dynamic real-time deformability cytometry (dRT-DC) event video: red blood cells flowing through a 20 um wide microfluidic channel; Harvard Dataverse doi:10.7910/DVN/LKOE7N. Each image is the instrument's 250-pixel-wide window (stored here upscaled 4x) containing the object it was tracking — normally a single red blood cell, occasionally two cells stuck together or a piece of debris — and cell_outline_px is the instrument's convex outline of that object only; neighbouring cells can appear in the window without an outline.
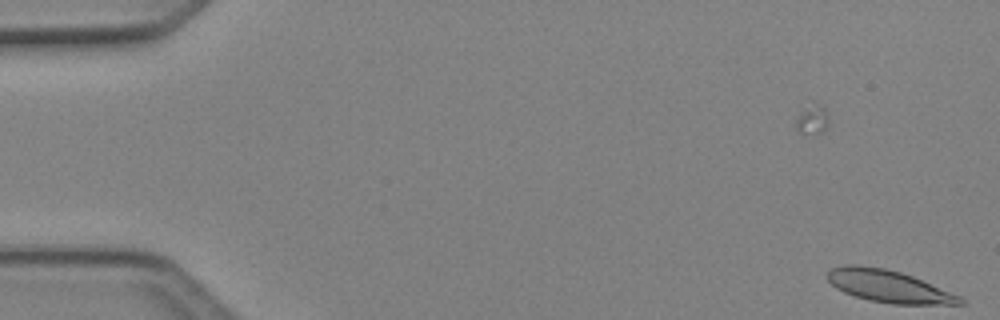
{"species": "Egyptian fruit bat (a non-hibernating species)", "species_latin": "Rousettus aegyptiacus", "temperature_condition": "cold", "stored_images_in_passage": 7, "camera_frame_rate_fps": 3000, "um_per_image_px": 0.085, "animal": {"sex": "female"}, "frame": {"image": 1, "passage_image": 7, "time_ms": 2.0, "image_size_px": [1000, 320], "cell_outline_px": [[964, 304], [892, 304], [868, 300], [844, 292], [836, 288], [828, 280], [828, 272], [832, 268], [844, 264], [860, 264], [884, 268], [900, 272], [912, 276], [960, 296], [964, 300]], "centroid_in_image_um": [75.5, 24.32], "position_along_channel_um": 9.5, "area_um2": 24.74}}